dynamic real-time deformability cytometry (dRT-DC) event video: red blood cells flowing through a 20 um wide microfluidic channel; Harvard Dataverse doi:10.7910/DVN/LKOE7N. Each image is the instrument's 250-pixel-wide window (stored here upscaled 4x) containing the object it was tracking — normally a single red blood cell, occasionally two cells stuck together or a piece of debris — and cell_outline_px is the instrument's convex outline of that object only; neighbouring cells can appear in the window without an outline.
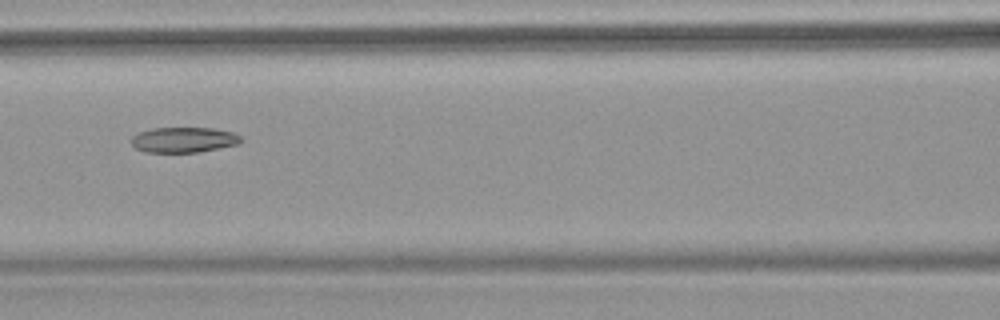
{"species": "common noctule bat (a hibernating species)", "species_latin": "Nyctalus noctula", "temperature_condition": "warm", "stored_images_in_passage": 7, "camera_frame_rate_fps": 3000, "um_per_image_px": 0.085, "animal": {"sex": "female", "body_mass_g": 18.4}, "frame": {"image": 1, "passage_image": 6, "time_ms": 6.0, "image_size_px": [1000, 320], "cell_outline_px": [[244, 140], [240, 144], [200, 152], [144, 152], [136, 148], [132, 144], [132, 136], [140, 132], [152, 128], [212, 128], [232, 132], [240, 136]], "centroid_in_image_um": [15.65, 11.89], "position_along_channel_um": 150.9, "area_um2": 16.24}}
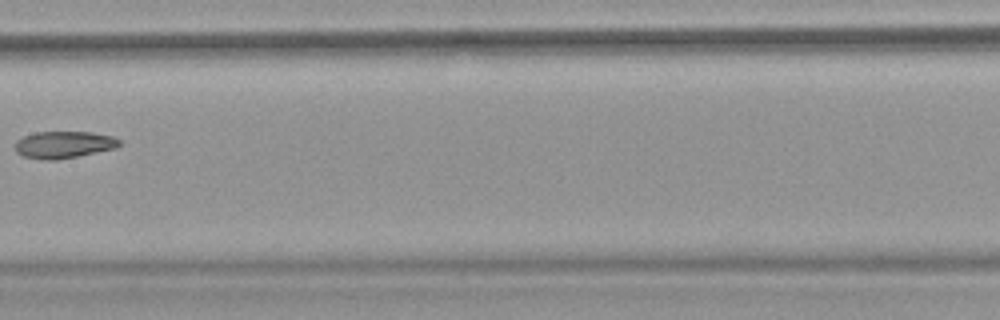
{"frame": {"image": 2, "passage_image": 7, "time_ms": 7.333, "image_size_px": [1000, 320], "cell_outline_px": [[120, 144], [116, 148], [56, 160], [44, 160], [24, 156], [16, 152], [16, 140], [32, 132], [92, 132], [112, 136], [120, 140]], "centroid_in_image_um": [5.41, 12.29], "position_along_channel_um": 202.0, "area_um2": 16.3}}